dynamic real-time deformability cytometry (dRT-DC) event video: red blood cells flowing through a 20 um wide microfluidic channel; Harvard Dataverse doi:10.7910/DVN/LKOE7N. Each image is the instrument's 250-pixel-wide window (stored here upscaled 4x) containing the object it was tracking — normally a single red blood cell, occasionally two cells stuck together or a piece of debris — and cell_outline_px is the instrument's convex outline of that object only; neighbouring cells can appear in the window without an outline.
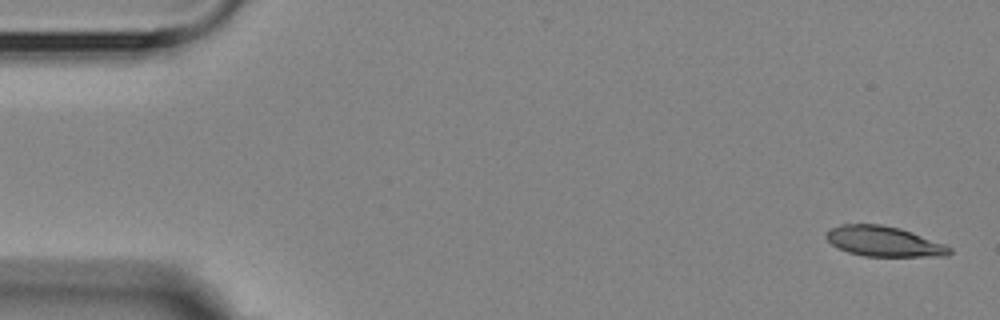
{"species": "Egyptian fruit bat (a non-hibernating species)", "species_latin": "Rousettus aegyptiacus", "temperature_condition": "room temperature", "stored_images_in_passage": 15, "camera_frame_rate_fps": 3000, "um_per_image_px": 0.085, "animal": {"sex": "female"}, "frame": {"image": 1, "passage_image": 1, "time_ms": 0.0, "image_size_px": [1000, 320], "cell_outline_px": [[952, 252], [948, 256], [864, 256], [848, 252], [832, 244], [824, 236], [832, 228], [840, 224], [880, 224], [900, 228], [912, 232], [944, 244], [952, 248]], "centroid_in_image_um": [75.15, 20.52], "position_along_channel_um": 9.9, "area_um2": 21.56}}
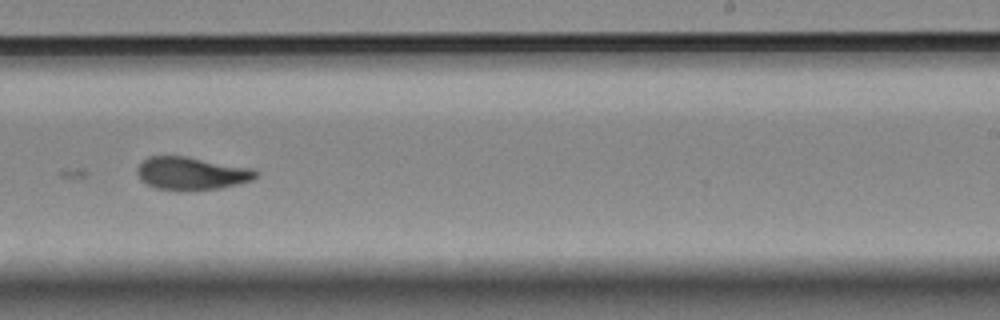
{"frame": {"image": 2, "passage_image": 9, "time_ms": 10.667, "image_size_px": [1000, 320], "cell_outline_px": [[260, 176], [252, 180], [220, 188], [156, 188], [140, 180], [136, 172], [136, 168], [148, 156], [188, 156], [252, 168], [260, 172]], "centroid_in_image_um": [16.31, 14.69], "position_along_channel_um": 272.7, "area_um2": 22.25}}
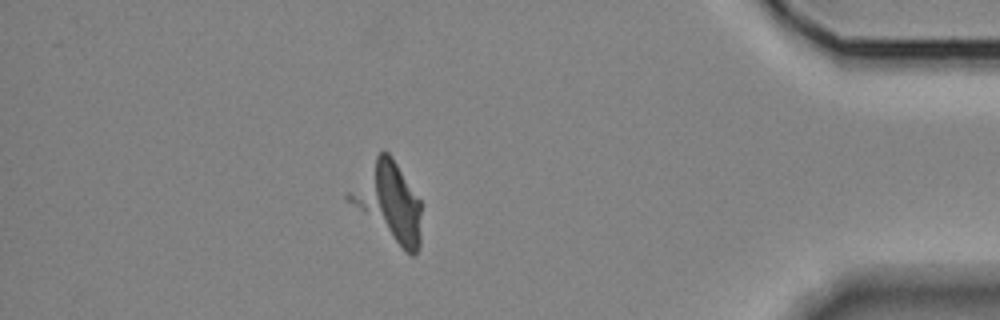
{"frame": {"image": 3, "passage_image": 13, "time_ms": 15.333, "image_size_px": [1000, 320], "cell_outline_px": [[420, 244], [416, 252], [412, 256], [404, 252], [348, 200], [344, 196], [344, 192], [376, 156], [380, 152], [388, 152], [392, 156], [420, 200]], "centroid_in_image_um": [33.01, 17.15], "position_along_channel_um": 402.2, "area_um2": 32.43}}